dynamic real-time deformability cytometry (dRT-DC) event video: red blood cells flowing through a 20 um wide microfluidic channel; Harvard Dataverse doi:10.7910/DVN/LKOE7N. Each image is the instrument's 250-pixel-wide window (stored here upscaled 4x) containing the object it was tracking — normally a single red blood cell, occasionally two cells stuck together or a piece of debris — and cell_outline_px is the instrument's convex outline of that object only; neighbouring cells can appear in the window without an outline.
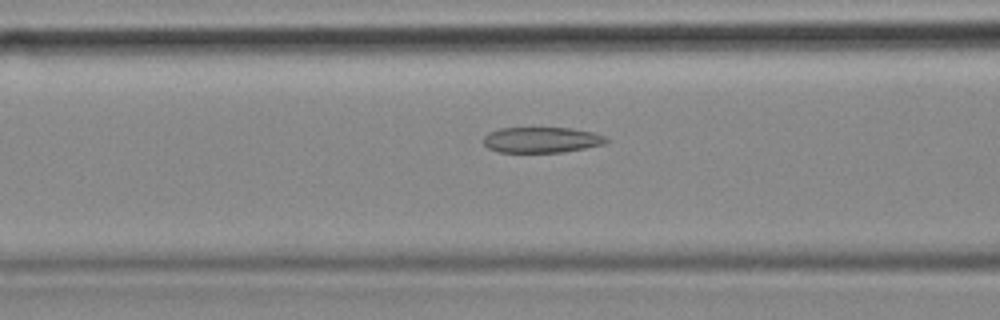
{"species": "common noctule bat (a hibernating species)", "species_latin": "Nyctalus noctula", "temperature_condition": "cold", "stored_images_in_passage": 54, "camera_frame_rate_fps": 3000, "um_per_image_px": 0.085, "animal": {"sex": "female", "body_mass_g": 18.4}, "frame": {"image": 1, "passage_image": 21, "time_ms": 6.667, "image_size_px": [1000, 320], "cell_outline_px": [[608, 140], [604, 144], [564, 152], [496, 152], [488, 148], [484, 144], [484, 136], [488, 132], [500, 128], [572, 128], [592, 132], [604, 136]], "centroid_in_image_um": [46.0, 11.89], "position_along_channel_um": 120.6, "area_um2": 18.32}}
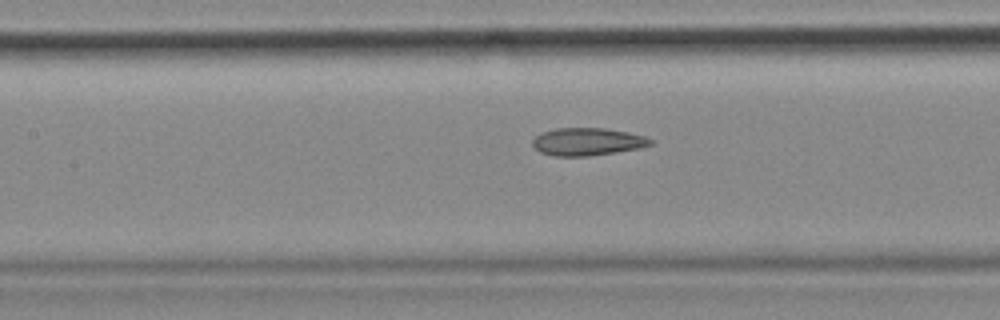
{"frame": {"image": 2, "passage_image": 24, "time_ms": 7.667, "image_size_px": [1000, 320], "cell_outline_px": [[652, 144], [640, 148], [616, 152], [588, 156], [556, 156], [540, 152], [532, 144], [532, 140], [536, 136], [544, 132], [556, 128], [604, 128], [628, 132], [644, 136], [652, 140]], "centroid_in_image_um": [49.93, 12.04], "position_along_channel_um": 157.5, "area_um2": 18.84}}
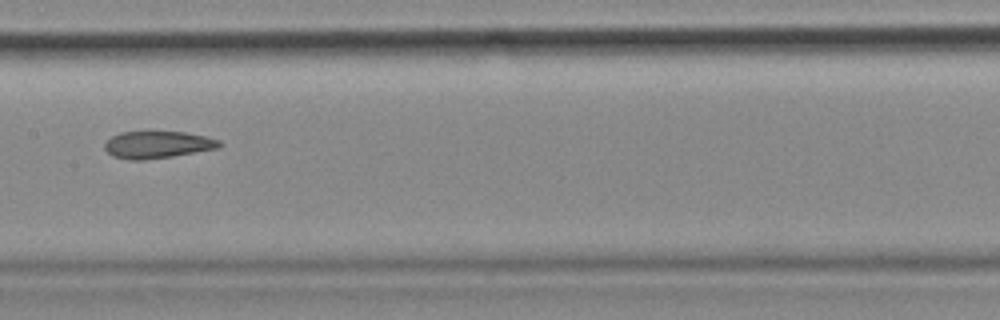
{"frame": {"image": 3, "passage_image": 27, "time_ms": 8.667, "image_size_px": [1000, 320], "cell_outline_px": [[224, 144], [220, 148], [172, 156], [144, 160], [128, 160], [112, 156], [104, 148], [104, 144], [112, 136], [120, 132], [184, 132], [204, 136], [220, 140]], "centroid_in_image_um": [13.4, 12.3], "position_along_channel_um": 194.0, "area_um2": 18.15}, "authors_computed_cell_mechanics": {"area_um2": 20.2011, "velocity_mm_per_s": 3.6735, "shape_relaxation_time_tau1_ms": null, "shape_relaxation_time_tau2_ms": 3.1118, "deformation_change_tau1": null, "deformation_change_tau2": 0.1073}}